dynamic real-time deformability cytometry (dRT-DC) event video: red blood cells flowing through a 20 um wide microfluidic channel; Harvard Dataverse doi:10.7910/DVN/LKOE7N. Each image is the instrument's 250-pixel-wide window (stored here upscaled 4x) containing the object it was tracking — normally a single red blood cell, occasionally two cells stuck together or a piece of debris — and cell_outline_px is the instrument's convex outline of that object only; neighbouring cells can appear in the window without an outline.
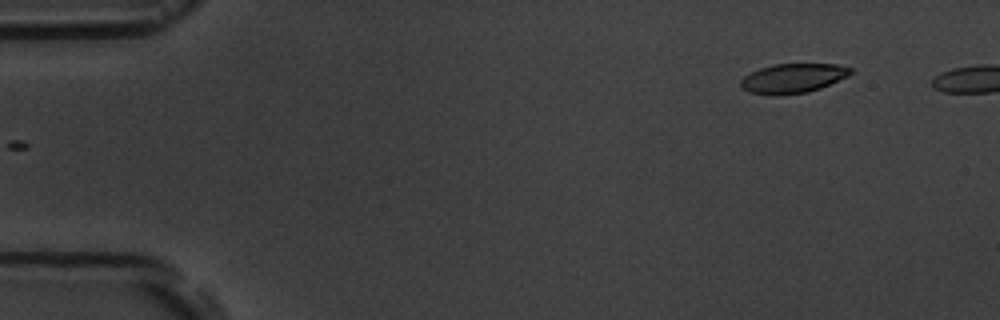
{"species": "common noctule bat (a hibernating species)", "species_latin": "Nyctalus noctula", "temperature_condition": "room temperature", "stored_images_in_passage": 3, "camera_frame_rate_fps": 3000, "um_per_image_px": 0.085, "animal": {"sex": "male", "body_mass_g": 19.5, "forearm_length_mm": 54.6}, "frame": {"image": 1, "passage_image": 3, "time_ms": 2.667, "image_size_px": [1000, 320], "cell_outline_px": [[852, 72], [848, 76], [820, 88], [808, 92], [748, 92], [740, 84], [740, 80], [744, 76], [760, 68], [772, 64], [840, 64], [852, 68]], "centroid_in_image_um": [67.46, 6.59], "position_along_channel_um": 17.5, "area_um2": 18.03}}